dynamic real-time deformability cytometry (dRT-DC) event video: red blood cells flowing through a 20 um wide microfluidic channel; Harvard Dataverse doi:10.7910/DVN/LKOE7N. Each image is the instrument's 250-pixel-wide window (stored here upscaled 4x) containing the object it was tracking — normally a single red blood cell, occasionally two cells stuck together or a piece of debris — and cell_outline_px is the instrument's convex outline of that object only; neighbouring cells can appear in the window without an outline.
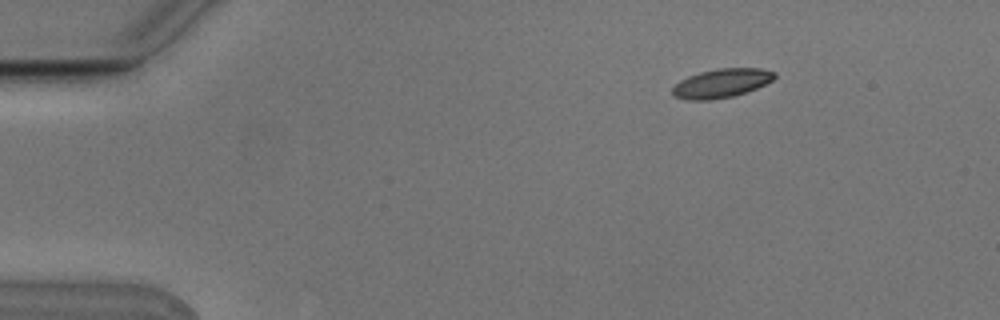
{"species": "Egyptian fruit bat (a non-hibernating species)", "species_latin": "Rousettus aegyptiacus", "temperature_condition": "cold", "stored_images_in_passage": 4, "camera_frame_rate_fps": 3000, "um_per_image_px": 0.085, "animal": {"sex": "male"}, "frame": {"image": 1, "passage_image": 1, "time_ms": 0.0, "image_size_px": [1000, 320], "cell_outline_px": [[776, 76], [772, 80], [756, 88], [732, 96], [712, 100], [688, 100], [672, 96], [672, 88], [680, 80], [688, 76], [700, 72], [716, 68], [760, 68], [776, 72]], "centroid_in_image_um": [61.29, 7.07], "position_along_channel_um": 23.7, "area_um2": 17.17}}
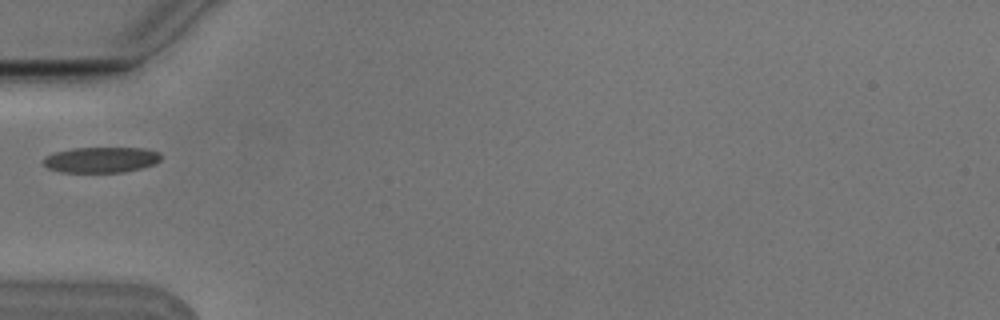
{"frame": {"image": 2, "passage_image": 4, "time_ms": 1.0, "image_size_px": [1000, 320], "cell_outline_px": [[160, 160], [156, 164], [124, 172], [60, 172], [48, 168], [40, 160], [44, 156], [56, 152], [72, 148], [144, 148], [160, 152]], "centroid_in_image_um": [8.57, 13.58], "position_along_channel_um": 76.4, "area_um2": 17.69}}